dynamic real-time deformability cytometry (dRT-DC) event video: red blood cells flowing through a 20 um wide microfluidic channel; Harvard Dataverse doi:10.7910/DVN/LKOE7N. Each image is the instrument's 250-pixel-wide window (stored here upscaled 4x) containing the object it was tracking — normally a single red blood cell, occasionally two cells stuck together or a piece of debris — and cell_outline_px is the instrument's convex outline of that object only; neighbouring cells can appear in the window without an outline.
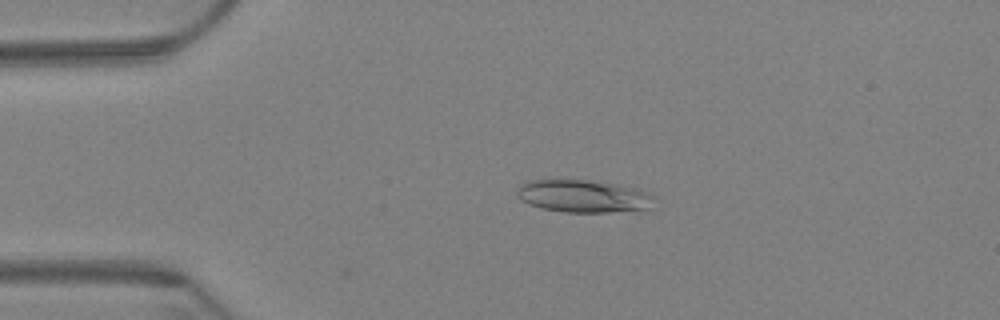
{"species": "Egyptian fruit bat (a non-hibernating species)", "species_latin": "Rousettus aegyptiacus", "temperature_condition": "warm", "stored_images_in_passage": 5, "camera_frame_rate_fps": 3000, "um_per_image_px": 0.085, "animal": {"sex": "female"}, "frame": {"image": 1, "passage_image": 3, "time_ms": 0.667, "image_size_px": [1000, 320], "cell_outline_px": [[660, 200], [652, 208], [608, 212], [564, 212], [544, 208], [528, 204], [516, 196], [516, 188], [520, 184], [528, 180], [544, 176], [588, 180], [616, 184], [648, 192], [656, 196]], "centroid_in_image_um": [49.55, 16.63], "position_along_channel_um": 35.5, "area_um2": 27.17}}